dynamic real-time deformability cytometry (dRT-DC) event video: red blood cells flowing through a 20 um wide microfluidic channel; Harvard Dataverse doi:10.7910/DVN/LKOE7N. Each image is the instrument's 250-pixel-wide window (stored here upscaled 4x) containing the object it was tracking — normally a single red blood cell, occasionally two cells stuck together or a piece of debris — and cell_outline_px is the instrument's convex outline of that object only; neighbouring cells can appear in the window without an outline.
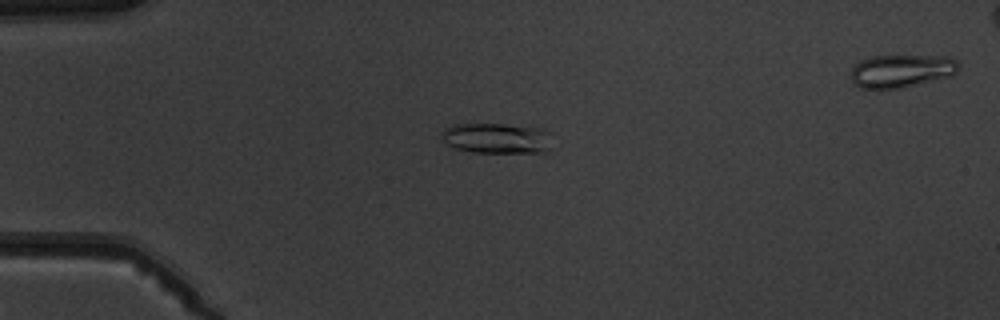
{"species": "common noctule bat (a hibernating species)", "species_latin": "Nyctalus noctula", "temperature_condition": "warm", "stored_images_in_passage": 10, "camera_frame_rate_fps": 3000, "um_per_image_px": 0.085, "animal": {"sex": "male", "body_mass_g": 19.5, "forearm_length_mm": 54.6}, "frame": {"image": 1, "passage_image": 5, "time_ms": 4.667, "image_size_px": [1000, 320], "cell_outline_px": [[552, 148], [544, 152], [472, 152], [456, 148], [448, 144], [440, 136], [444, 128], [452, 124], [504, 124], [544, 128], [552, 132]], "centroid_in_image_um": [42.3, 11.74], "position_along_channel_um": 42.7, "area_um2": 20.0}}
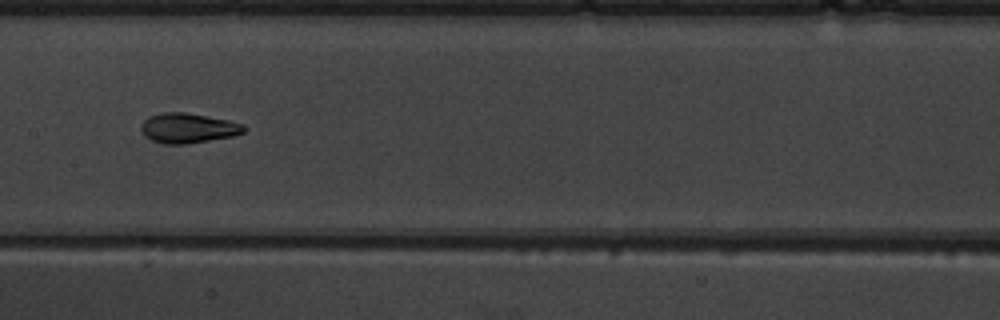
{"frame": {"image": 2, "passage_image": 9, "time_ms": 9.333, "image_size_px": [1000, 320], "cell_outline_px": [[248, 128], [244, 132], [232, 136], [184, 144], [164, 144], [152, 140], [144, 136], [140, 128], [140, 124], [148, 116], [164, 112], [184, 112], [228, 120], [244, 124]], "centroid_in_image_um": [15.96, 10.88], "position_along_channel_um": 191.4, "area_um2": 17.92}}
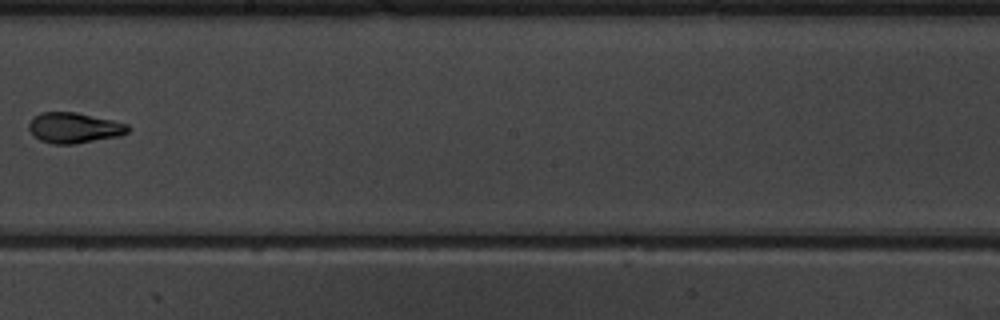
{"frame": {"image": 3, "passage_image": 10, "time_ms": 10.667, "image_size_px": [1000, 320], "cell_outline_px": [[132, 128], [128, 132], [120, 136], [76, 144], [52, 144], [40, 140], [28, 128], [28, 124], [32, 116], [40, 112], [76, 112], [112, 120], [128, 124]], "centroid_in_image_um": [6.31, 10.86], "position_along_channel_um": 241.9, "area_um2": 17.8}}